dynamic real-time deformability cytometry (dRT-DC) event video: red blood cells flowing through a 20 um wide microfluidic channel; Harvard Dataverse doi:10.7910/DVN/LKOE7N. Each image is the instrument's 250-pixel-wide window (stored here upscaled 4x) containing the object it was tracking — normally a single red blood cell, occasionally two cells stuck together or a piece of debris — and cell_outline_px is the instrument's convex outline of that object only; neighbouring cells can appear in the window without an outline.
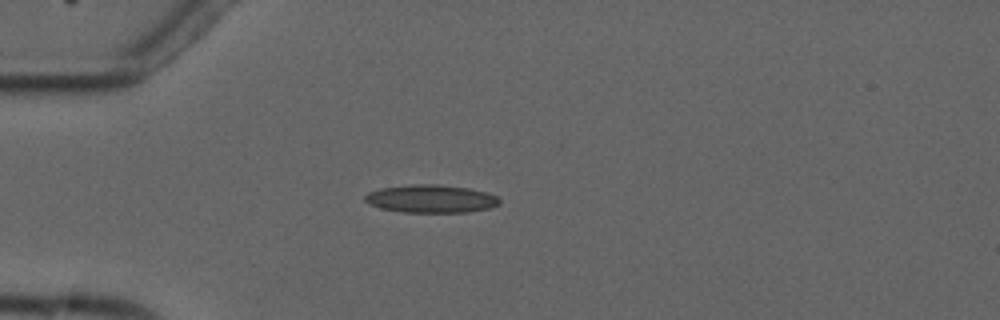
{"species": "common noctule bat (a hibernating species)", "species_latin": "Nyctalus noctula", "temperature_condition": "cold", "stored_images_in_passage": 7, "camera_frame_rate_fps": 3000, "um_per_image_px": 0.085, "animal": {"sex": "male", "forearm_length_mm": 52.5}, "frame": {"image": 1, "passage_image": 4, "time_ms": 3.667, "image_size_px": [1000, 320], "cell_outline_px": [[500, 204], [492, 208], [468, 212], [404, 212], [380, 208], [368, 204], [364, 200], [364, 196], [368, 192], [380, 188], [408, 184], [436, 184], [468, 188], [484, 192], [496, 196], [500, 200]], "centroid_in_image_um": [36.61, 16.89], "position_along_channel_um": 48.4, "area_um2": 22.02}}
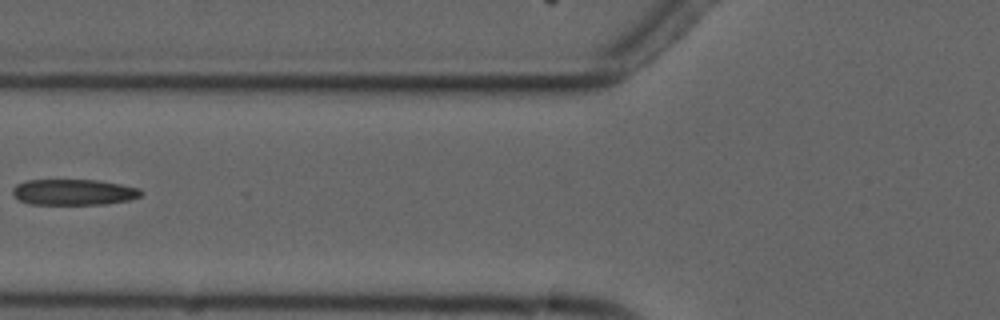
{"frame": {"image": 2, "passage_image": 6, "time_ms": 6.0, "image_size_px": [1000, 320], "cell_outline_px": [[144, 192], [140, 196], [128, 200], [104, 204], [28, 204], [20, 200], [12, 192], [12, 188], [16, 184], [28, 180], [100, 180], [140, 188]], "centroid_in_image_um": [6.28, 16.32], "position_along_channel_um": 119.5, "area_um2": 19.36}}
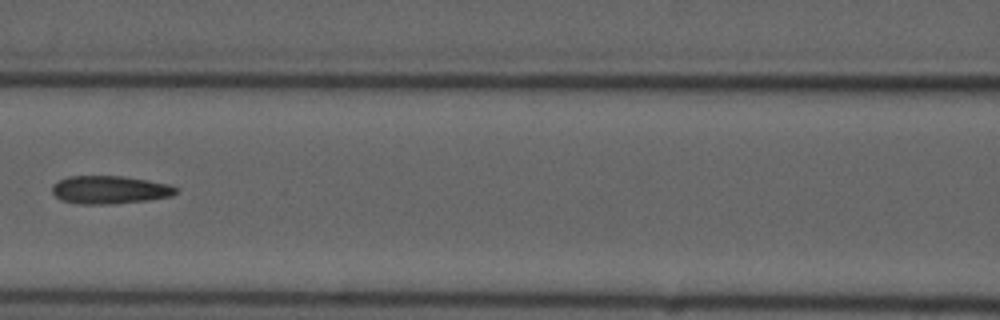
{"frame": {"image": 3, "passage_image": 7, "time_ms": 7.0, "image_size_px": [1000, 320], "cell_outline_px": [[180, 192], [172, 196], [148, 200], [112, 204], [80, 204], [60, 200], [52, 192], [52, 184], [68, 176], [124, 176], [148, 180], [168, 184], [180, 188]], "centroid_in_image_um": [9.36, 16.13], "position_along_channel_um": 157.2, "area_um2": 20.46}}